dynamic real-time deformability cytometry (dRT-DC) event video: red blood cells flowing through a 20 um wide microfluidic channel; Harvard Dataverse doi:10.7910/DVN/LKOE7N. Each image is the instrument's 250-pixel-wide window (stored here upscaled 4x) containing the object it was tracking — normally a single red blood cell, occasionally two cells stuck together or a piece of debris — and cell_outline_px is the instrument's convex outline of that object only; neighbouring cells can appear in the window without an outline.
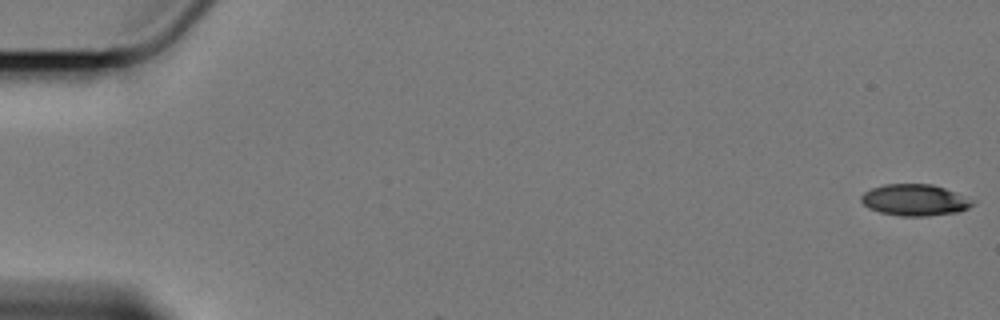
{"species": "Egyptian fruit bat (a non-hibernating species)", "species_latin": "Rousettus aegyptiacus", "temperature_condition": "cold", "stored_images_in_passage": 4, "camera_frame_rate_fps": 3000, "um_per_image_px": 0.085, "animal": {"sex": "female"}, "frame": {"image": 1, "passage_image": 1, "time_ms": 0.0, "image_size_px": [1000, 320], "cell_outline_px": [[976, 200], [968, 208], [956, 212], [924, 216], [900, 216], [880, 212], [868, 208], [860, 200], [860, 196], [864, 192], [872, 188], [884, 184], [932, 184], [944, 188]], "centroid_in_image_um": [77.73, 16.99], "position_along_channel_um": 7.3, "area_um2": 20.35}}